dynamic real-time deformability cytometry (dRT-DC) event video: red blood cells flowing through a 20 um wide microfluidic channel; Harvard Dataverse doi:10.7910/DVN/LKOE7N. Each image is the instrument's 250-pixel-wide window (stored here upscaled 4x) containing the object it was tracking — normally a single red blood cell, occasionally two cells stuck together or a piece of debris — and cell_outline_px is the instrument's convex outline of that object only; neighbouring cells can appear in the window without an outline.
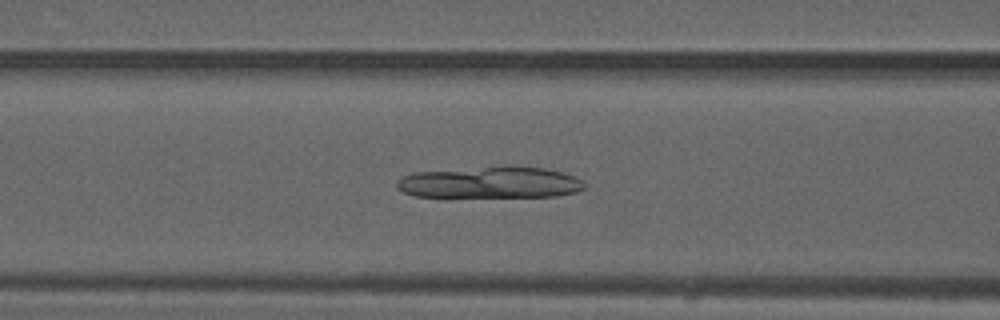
{"species": "common noctule bat (a hibernating species)", "species_latin": "Nyctalus noctula", "temperature_condition": "warm", "stored_images_in_passage": 40, "camera_frame_rate_fps": 3000, "um_per_image_px": 0.085, "animal": {"sex": "male", "forearm_length_mm": 52.5}, "frame": {"image": 1, "passage_image": 11, "time_ms": 3.333, "image_size_px": [1000, 320], "cell_outline_px": [[584, 188], [576, 192], [556, 196], [416, 196], [404, 192], [396, 188], [396, 180], [412, 172], [500, 164], [512, 164], [544, 168], [576, 176], [584, 184]], "centroid_in_image_um": [41.64, 15.46], "position_along_channel_um": 125.0, "area_um2": 35.14}}
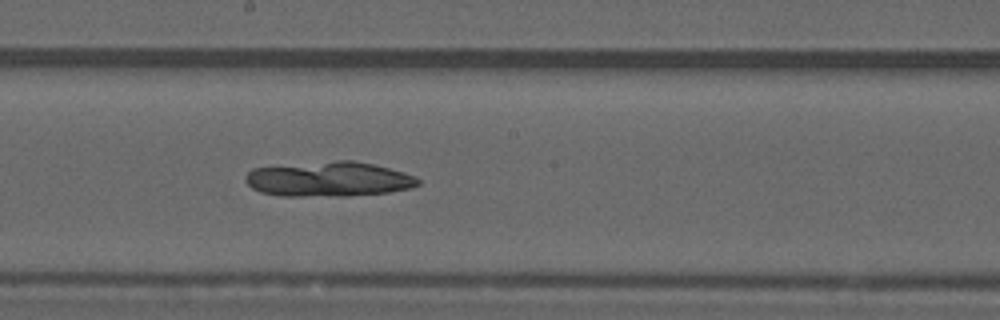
{"frame": {"image": 2, "passage_image": 18, "time_ms": 5.667, "image_size_px": [1000, 320], "cell_outline_px": [[420, 184], [412, 188], [388, 192], [348, 196], [280, 196], [260, 192], [252, 188], [244, 180], [244, 176], [252, 168], [336, 160], [352, 160], [372, 164], [404, 172], [416, 176], [420, 180]], "centroid_in_image_um": [27.94, 15.23], "position_along_channel_um": 220.3, "area_um2": 35.26}}
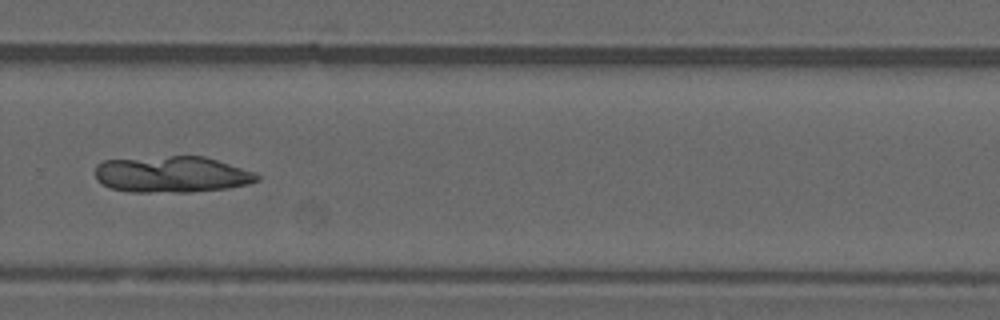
{"frame": {"image": 3, "passage_image": 25, "time_ms": 8.0, "image_size_px": [1000, 320], "cell_outline_px": [[260, 180], [248, 184], [228, 188], [192, 192], [132, 192], [112, 188], [100, 184], [96, 180], [96, 164], [104, 160], [168, 156], [204, 156], [252, 172], [260, 176]], "centroid_in_image_um": [14.57, 14.83], "position_along_channel_um": 315.2, "area_um2": 34.22}}